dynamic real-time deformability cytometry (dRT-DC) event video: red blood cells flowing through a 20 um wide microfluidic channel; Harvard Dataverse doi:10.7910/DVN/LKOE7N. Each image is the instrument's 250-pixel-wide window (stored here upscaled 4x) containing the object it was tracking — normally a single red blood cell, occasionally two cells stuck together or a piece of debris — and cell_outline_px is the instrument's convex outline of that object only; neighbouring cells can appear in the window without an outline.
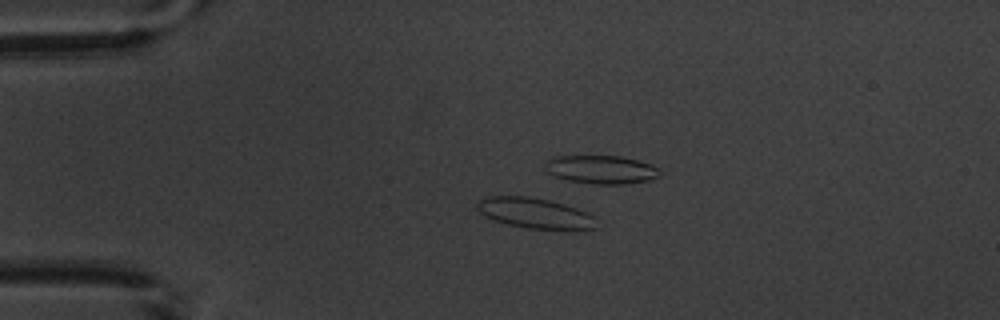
{"species": "common noctule bat (a hibernating species)", "species_latin": "Nyctalus noctula", "temperature_condition": "warm", "stored_images_in_passage": 6, "camera_frame_rate_fps": 3000, "um_per_image_px": 0.085, "animal": {"sex": "male", "body_mass_g": 20.1, "forearm_length_mm": 53.5}, "frame": {"image": 1, "passage_image": 4, "time_ms": 3.667, "image_size_px": [1000, 320], "cell_outline_px": [[596, 228], [572, 232], [564, 232], [528, 228], [508, 224], [484, 216], [476, 208], [476, 200], [484, 196], [528, 196], [548, 200], [564, 204], [588, 212], [592, 216]], "centroid_in_image_um": [45.48, 18.15], "position_along_channel_um": 39.5, "area_um2": 21.79}}
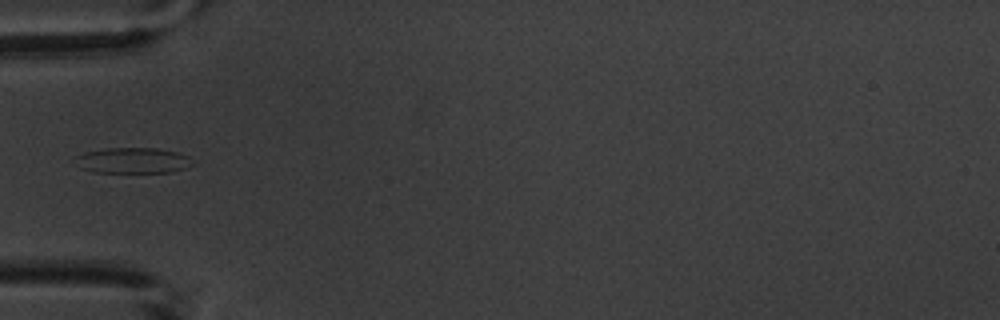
{"frame": {"image": 2, "passage_image": 6, "time_ms": 6.0, "image_size_px": [1000, 320], "cell_outline_px": [[196, 164], [188, 168], [172, 172], [92, 172], [80, 168], [76, 156], [84, 152], [108, 148], [156, 148], [176, 152], [188, 156]], "centroid_in_image_um": [11.35, 13.64], "position_along_channel_um": 73.6, "area_um2": 17.57}}